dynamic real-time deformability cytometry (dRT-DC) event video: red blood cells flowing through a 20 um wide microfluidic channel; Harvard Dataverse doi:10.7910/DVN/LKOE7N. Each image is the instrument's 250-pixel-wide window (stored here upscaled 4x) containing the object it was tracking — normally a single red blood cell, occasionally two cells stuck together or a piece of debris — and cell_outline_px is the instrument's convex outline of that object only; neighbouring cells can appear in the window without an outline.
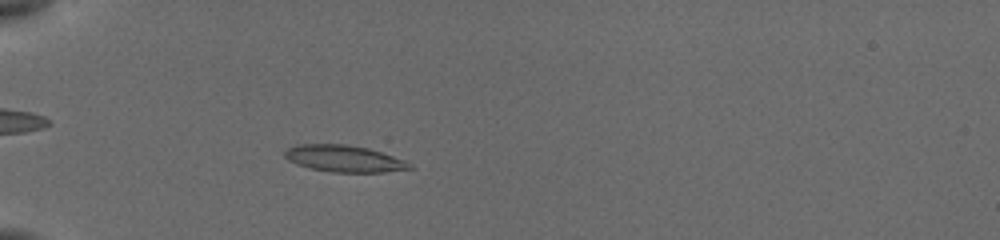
{"species": "common noctule bat (a hibernating species)", "species_latin": "Nyctalus noctula", "temperature_condition": "cold", "stored_images_in_passage": 11, "camera_frame_rate_fps": 3000, "um_per_image_px": 0.085, "animal": {"sex": "female", "body_mass_g": 19.5, "forearm_length_mm": 54.1}, "frame": {"image": 1, "passage_image": 7, "time_ms": 4.0, "image_size_px": [1000, 240], "cell_outline_px": [[412, 168], [384, 172], [332, 172], [312, 168], [296, 164], [288, 160], [284, 156], [284, 152], [288, 148], [300, 144], [344, 144], [368, 148], [404, 160], [412, 164]], "centroid_in_image_um": [29.23, 13.48], "position_along_channel_um": 55.8, "area_um2": 19.19}}
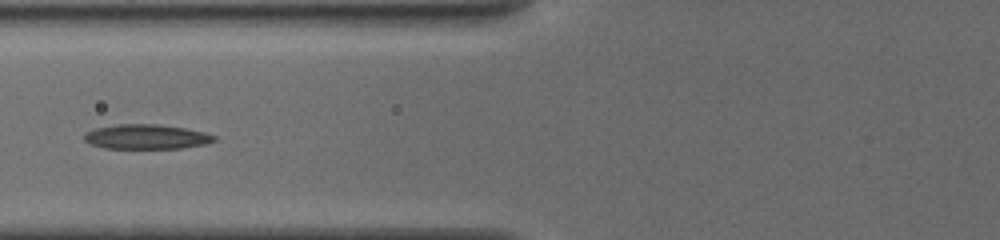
{"frame": {"image": 2, "passage_image": 10, "time_ms": 6.0, "image_size_px": [1000, 240], "cell_outline_px": [[216, 140], [204, 144], [180, 148], [104, 148], [92, 144], [84, 140], [84, 136], [88, 132], [96, 128], [116, 124], [156, 124], [184, 128], [204, 132], [216, 136]], "centroid_in_image_um": [12.45, 11.62], "position_along_channel_um": 113.4, "area_um2": 18.44}}